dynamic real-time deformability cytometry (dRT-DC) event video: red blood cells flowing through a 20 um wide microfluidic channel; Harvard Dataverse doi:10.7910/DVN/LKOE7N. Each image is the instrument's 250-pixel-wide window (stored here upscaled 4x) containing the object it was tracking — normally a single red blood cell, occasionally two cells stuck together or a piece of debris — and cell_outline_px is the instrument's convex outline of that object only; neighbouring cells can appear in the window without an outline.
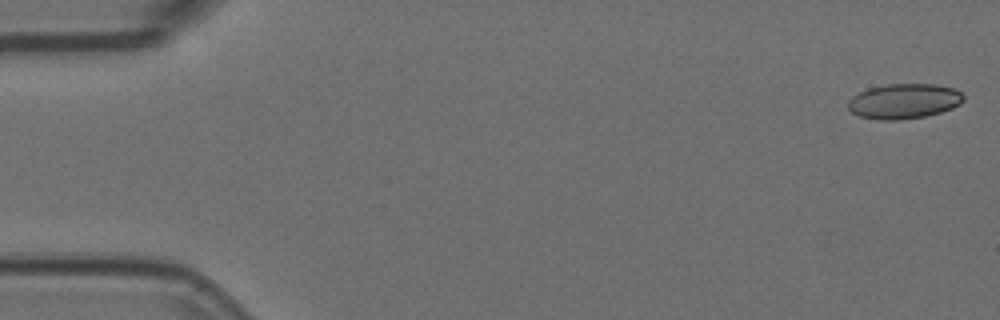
{"species": "Egyptian fruit bat (a non-hibernating species)", "species_latin": "Rousettus aegyptiacus", "temperature_condition": "room temperature", "stored_images_in_passage": 54, "camera_frame_rate_fps": 3000, "um_per_image_px": 0.085, "animal": {"sex": "female"}, "frame": {"image": 1, "passage_image": 1, "time_ms": 0.0, "image_size_px": [1000, 320], "cell_outline_px": [[964, 100], [960, 104], [952, 108], [940, 112], [924, 116], [900, 120], [880, 120], [860, 116], [852, 112], [848, 108], [848, 100], [852, 96], [868, 88], [888, 84], [936, 84], [956, 88], [964, 96]], "centroid_in_image_um": [76.85, 8.59], "position_along_channel_um": 8.1, "area_um2": 23.64}}
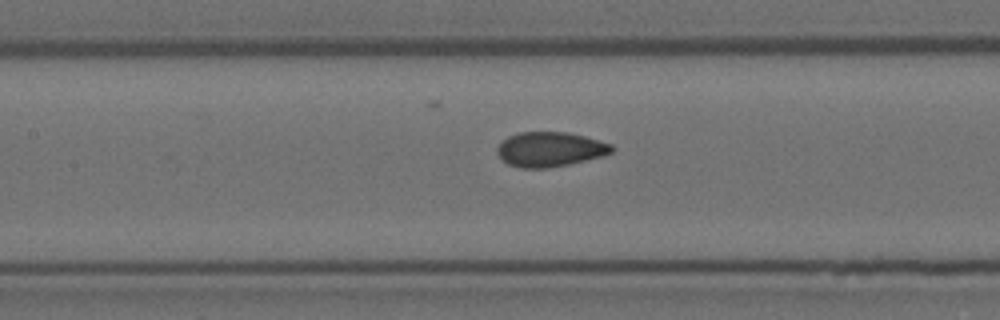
{"frame": {"image": 2, "passage_image": 24, "time_ms": 7.667, "image_size_px": [1000, 320], "cell_outline_px": [[612, 152], [604, 156], [568, 164], [544, 168], [520, 168], [508, 164], [496, 152], [496, 148], [508, 136], [520, 132], [568, 132], [584, 136], [612, 144]], "centroid_in_image_um": [46.75, 12.69], "position_along_channel_um": 160.7, "area_um2": 23.0}}
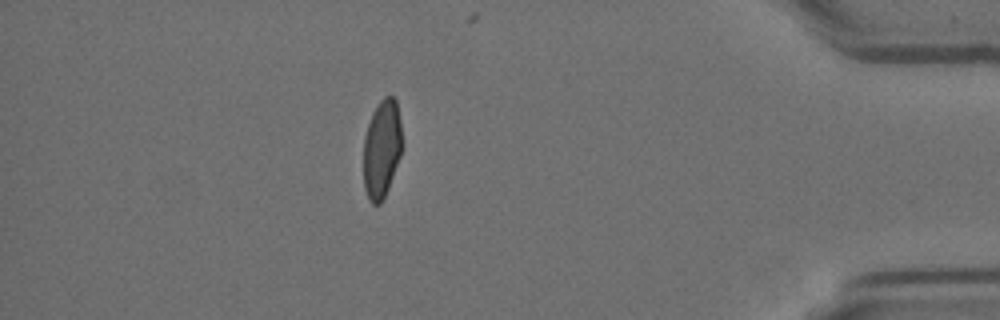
{"frame": {"image": 3, "passage_image": 47, "time_ms": 15.333, "image_size_px": [1000, 320], "cell_outline_px": [[404, 144], [400, 156], [388, 188], [380, 204], [372, 204], [368, 200], [364, 188], [364, 136], [372, 112], [380, 100], [384, 96], [392, 96], [396, 100], [400, 120]], "centroid_in_image_um": [32.46, 12.63], "position_along_channel_um": 402.7, "area_um2": 22.31}, "authors_computed_cell_mechanics": {"area_um2": 23.0333, "velocity_mm_per_s": 3.7566, "shape_relaxation_time_tau1_ms": 8.2741, "shape_relaxation_time_tau2_ms": 0.9028, "deformation_change_tau1": 0.1806, "deformation_change_tau2": 0.0412}}